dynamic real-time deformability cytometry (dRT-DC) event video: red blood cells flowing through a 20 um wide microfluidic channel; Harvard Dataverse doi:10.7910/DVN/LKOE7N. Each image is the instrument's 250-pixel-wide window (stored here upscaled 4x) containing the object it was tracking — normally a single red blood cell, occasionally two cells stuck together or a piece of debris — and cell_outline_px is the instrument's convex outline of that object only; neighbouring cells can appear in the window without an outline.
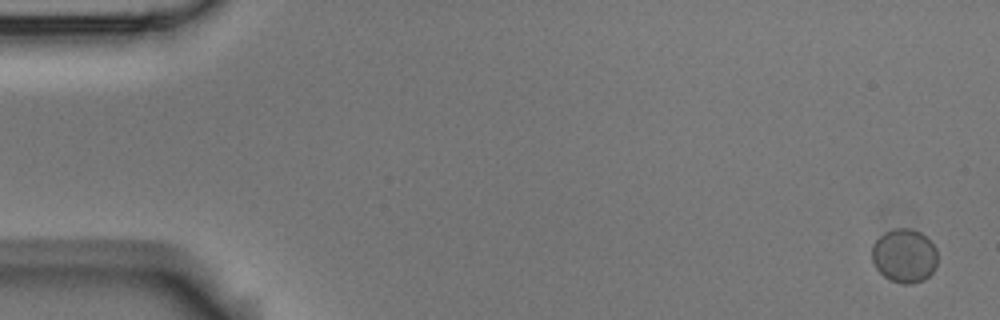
{"species": "Egyptian fruit bat (a non-hibernating species)", "species_latin": "Rousettus aegyptiacus", "temperature_condition": "room temperature", "stored_images_in_passage": 6, "camera_frame_rate_fps": 3000, "um_per_image_px": 0.085, "animal": {"sex": "male"}, "frame": {"image": 1, "passage_image": 1, "time_ms": 0.0, "image_size_px": [1000, 320], "cell_outline_px": [[936, 268], [924, 280], [912, 284], [900, 284], [884, 276], [876, 268], [872, 260], [872, 244], [884, 232], [892, 228], [912, 228], [920, 232], [936, 248]], "centroid_in_image_um": [76.85, 21.73], "position_along_channel_um": 8.1, "area_um2": 20.63}}
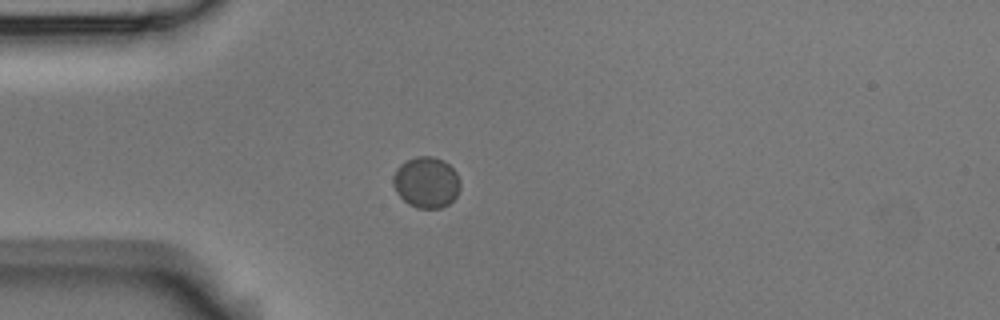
{"frame": {"image": 2, "passage_image": 5, "time_ms": 1.333, "image_size_px": [1000, 320], "cell_outline_px": [[460, 188], [456, 196], [448, 204], [440, 208], [416, 208], [408, 204], [396, 192], [392, 184], [392, 176], [396, 168], [400, 164], [416, 156], [432, 156], [444, 160], [456, 172], [460, 180]], "centroid_in_image_um": [36.22, 15.49], "position_along_channel_um": 48.8, "area_um2": 20.11}}